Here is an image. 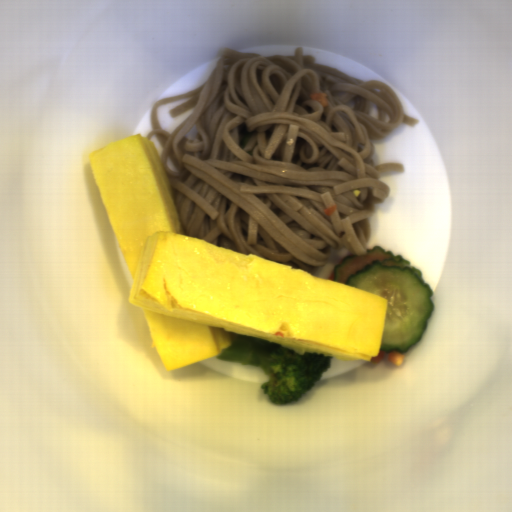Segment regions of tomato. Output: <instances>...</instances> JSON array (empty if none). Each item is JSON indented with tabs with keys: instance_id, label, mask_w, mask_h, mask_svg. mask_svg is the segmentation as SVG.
Instances as JSON below:
<instances>
[{
	"instance_id": "tomato-2",
	"label": "tomato",
	"mask_w": 512,
	"mask_h": 512,
	"mask_svg": "<svg viewBox=\"0 0 512 512\" xmlns=\"http://www.w3.org/2000/svg\"><path fill=\"white\" fill-rule=\"evenodd\" d=\"M310 99L320 103L324 108L328 106L329 93L314 92L310 94Z\"/></svg>"
},
{
	"instance_id": "tomato-1",
	"label": "tomato",
	"mask_w": 512,
	"mask_h": 512,
	"mask_svg": "<svg viewBox=\"0 0 512 512\" xmlns=\"http://www.w3.org/2000/svg\"><path fill=\"white\" fill-rule=\"evenodd\" d=\"M403 358V352H384L379 350L378 356L372 357L370 362L375 364L380 363L381 360H386L397 368L403 362Z\"/></svg>"
},
{
	"instance_id": "tomato-3",
	"label": "tomato",
	"mask_w": 512,
	"mask_h": 512,
	"mask_svg": "<svg viewBox=\"0 0 512 512\" xmlns=\"http://www.w3.org/2000/svg\"><path fill=\"white\" fill-rule=\"evenodd\" d=\"M338 209V205H332L328 208H326L325 210H323L324 214L326 217H330L333 213H335Z\"/></svg>"
}]
</instances>
